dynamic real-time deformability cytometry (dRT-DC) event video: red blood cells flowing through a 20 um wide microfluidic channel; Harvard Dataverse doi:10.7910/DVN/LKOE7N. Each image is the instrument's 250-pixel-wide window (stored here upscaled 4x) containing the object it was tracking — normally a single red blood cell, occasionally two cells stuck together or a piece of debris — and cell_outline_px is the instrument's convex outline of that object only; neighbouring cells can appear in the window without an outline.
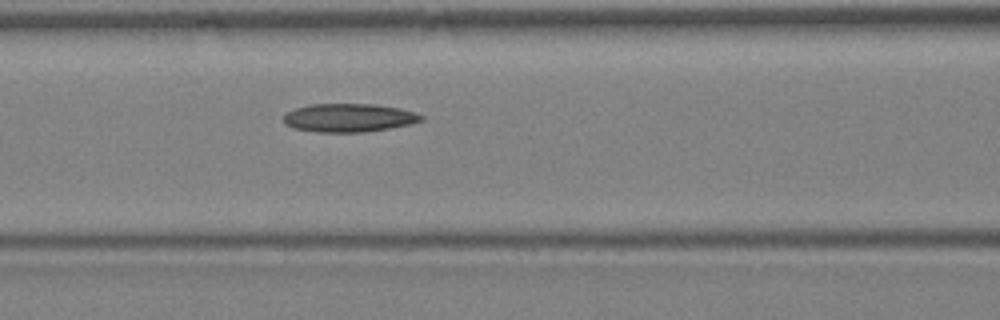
{"species": "Egyptian fruit bat (a non-hibernating species)", "species_latin": "Rousettus aegyptiacus", "temperature_condition": "warm", "stored_images_in_passage": 5, "camera_frame_rate_fps": 3000, "um_per_image_px": 0.085, "animal": {"sex": "female"}, "frame": {"image": 1, "passage_image": 4, "time_ms": 1.0, "image_size_px": [1000, 320], "cell_outline_px": [[424, 120], [408, 124], [388, 128], [364, 132], [320, 132], [292, 128], [284, 124], [284, 112], [296, 108], [312, 104], [372, 104], [400, 108], [416, 112], [424, 116]], "centroid_in_image_um": [29.64, 10.01], "position_along_channel_um": 137.0, "area_um2": 22.77}}